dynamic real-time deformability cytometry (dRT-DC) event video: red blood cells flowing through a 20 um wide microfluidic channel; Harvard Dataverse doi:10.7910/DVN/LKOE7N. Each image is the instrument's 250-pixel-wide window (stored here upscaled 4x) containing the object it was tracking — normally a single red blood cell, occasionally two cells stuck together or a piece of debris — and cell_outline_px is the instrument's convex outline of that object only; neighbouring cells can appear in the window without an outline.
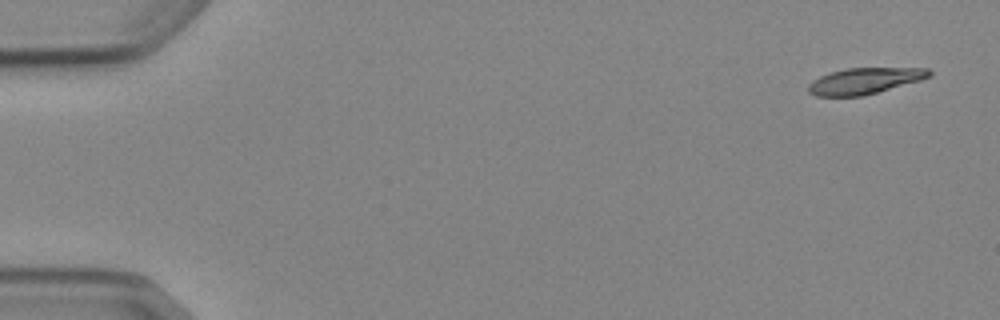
{"species": "Egyptian fruit bat (a non-hibernating species)", "species_latin": "Rousettus aegyptiacus", "temperature_condition": "cold", "stored_images_in_passage": 6, "camera_frame_rate_fps": 3000, "um_per_image_px": 0.085, "animal": {"sex": "female"}, "frame": {"image": 1, "passage_image": 1, "time_ms": 0.0, "image_size_px": [1000, 320], "cell_outline_px": [[932, 76], [920, 80], [864, 96], [816, 96], [808, 92], [808, 84], [812, 80], [820, 76], [832, 72], [848, 68], [928, 68], [932, 72]], "centroid_in_image_um": [73.49, 6.88], "position_along_channel_um": 11.5, "area_um2": 18.38}}